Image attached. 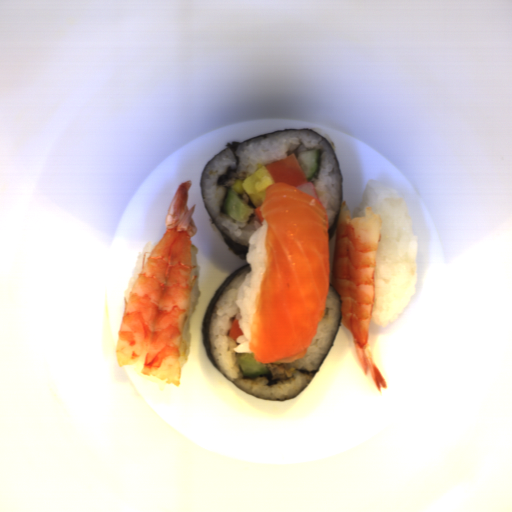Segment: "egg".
<instances>
[{
  "instance_id": "obj_1",
  "label": "egg",
  "mask_w": 512,
  "mask_h": 512,
  "mask_svg": "<svg viewBox=\"0 0 512 512\" xmlns=\"http://www.w3.org/2000/svg\"><path fill=\"white\" fill-rule=\"evenodd\" d=\"M266 167L262 166L250 177L243 180L242 184L245 192L257 207H261L264 203L267 187L277 183Z\"/></svg>"
}]
</instances>
